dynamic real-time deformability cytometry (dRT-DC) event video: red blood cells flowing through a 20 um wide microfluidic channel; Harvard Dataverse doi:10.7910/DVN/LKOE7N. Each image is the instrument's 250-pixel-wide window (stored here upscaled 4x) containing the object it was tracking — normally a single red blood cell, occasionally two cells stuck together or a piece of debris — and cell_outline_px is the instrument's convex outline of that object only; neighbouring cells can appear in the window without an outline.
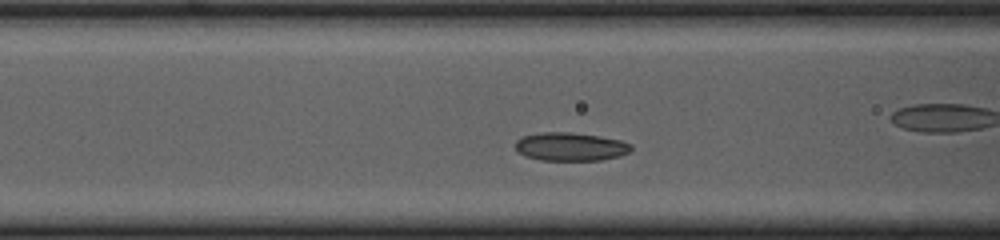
{"species": "common noctule bat (a hibernating species)", "species_latin": "Nyctalus noctula", "temperature_condition": "cold", "stored_images_in_passage": 44, "camera_frame_rate_fps": 3000, "um_per_image_px": 0.085, "animal": {"sex": "female", "body_mass_g": 23.0, "forearm_length_mm": 53.4}, "frame": {"image": 1, "passage_image": 19, "time_ms": 6.0, "image_size_px": [1000, 240], "cell_outline_px": [[632, 148], [628, 152], [620, 156], [600, 160], [540, 160], [524, 156], [516, 152], [516, 140], [520, 136], [544, 132], [572, 132], [600, 136], [620, 140], [632, 144]], "centroid_in_image_um": [48.46, 12.46], "position_along_channel_um": 118.1, "area_um2": 19.31}}
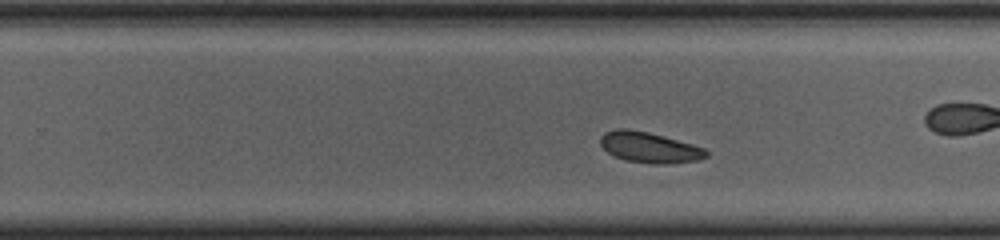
{"frame": {"image": 2, "passage_image": 32, "time_ms": 10.333, "image_size_px": [1000, 240], "cell_outline_px": [[708, 156], [700, 160], [668, 164], [652, 164], [628, 160], [616, 156], [608, 152], [600, 144], [600, 136], [604, 132], [616, 128], [628, 128], [648, 132], [692, 144], [704, 148], [708, 152]], "centroid_in_image_um": [55.2, 12.52], "position_along_channel_um": 274.6, "area_um2": 18.9}}